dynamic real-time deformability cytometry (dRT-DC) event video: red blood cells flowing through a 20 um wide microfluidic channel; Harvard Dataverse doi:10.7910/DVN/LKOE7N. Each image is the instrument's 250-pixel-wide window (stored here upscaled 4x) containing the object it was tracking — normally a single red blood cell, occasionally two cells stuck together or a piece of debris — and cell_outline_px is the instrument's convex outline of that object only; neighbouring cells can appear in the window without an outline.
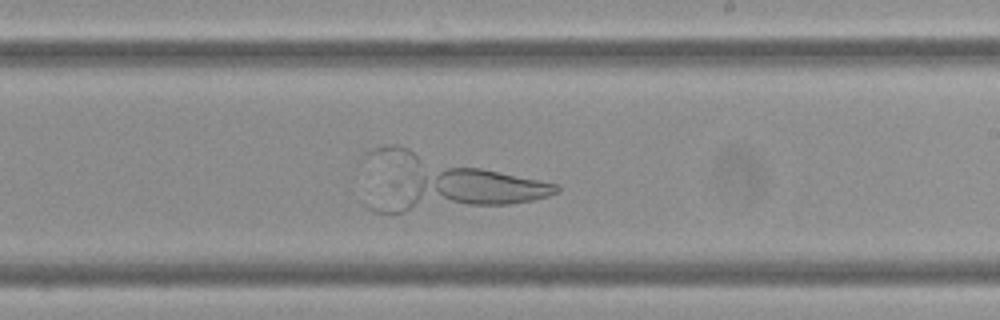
{"species": "Egyptian fruit bat (a non-hibernating species)", "species_latin": "Rousettus aegyptiacus", "temperature_condition": "cold", "stored_images_in_passage": 56, "camera_frame_rate_fps": 3000, "um_per_image_px": 0.085, "frame": {"image": 1, "passage_image": 32, "time_ms": 10.333, "image_size_px": [1000, 320], "cell_outline_px": [[560, 192], [548, 196], [532, 200], [508, 204], [404, 212], [372, 212], [364, 204], [412, 176], [448, 168], [480, 168], [556, 184], [560, 188]], "centroid_in_image_um": [39.07, 16.23], "position_along_channel_um": 249.9, "area_um2": 40.58}}